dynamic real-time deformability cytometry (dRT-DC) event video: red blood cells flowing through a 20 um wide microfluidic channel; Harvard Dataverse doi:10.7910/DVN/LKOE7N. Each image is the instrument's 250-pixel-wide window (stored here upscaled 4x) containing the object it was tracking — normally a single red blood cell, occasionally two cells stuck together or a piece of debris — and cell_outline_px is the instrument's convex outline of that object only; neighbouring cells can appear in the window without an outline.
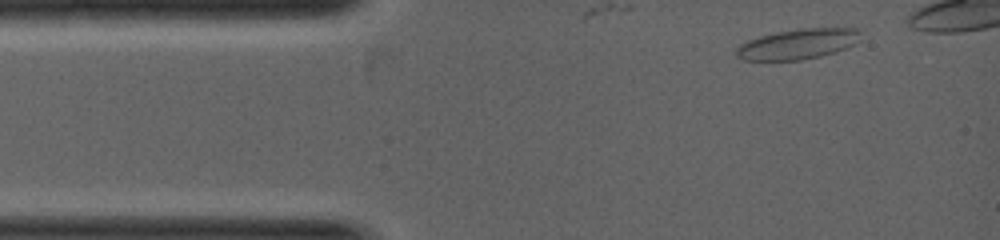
{"species": "common noctule bat (a hibernating species)", "species_latin": "Nyctalus noctula", "temperature_condition": "warm", "stored_images_in_passage": 4, "segment_of_instrument_passage": [2, 2], "camera_frame_rate_fps": 5000, "um_per_image_px": 0.085, "animal": {"sex": "female", "body_mass_g": 19.0, "forearm_length_mm": 53.3}, "frame": {"image": 1, "passage_image": 4, "time_ms": 1.6, "image_size_px": [1000, 240], "cell_outline_px": [[860, 40], [856, 44], [836, 52], [820, 56], [800, 60], [744, 60], [736, 56], [736, 48], [740, 44], [748, 40], [760, 36], [776, 32], [800, 28], [860, 28]], "centroid_in_image_um": [67.85, 3.74], "position_along_channel_um": 17.2, "area_um2": 22.08}}